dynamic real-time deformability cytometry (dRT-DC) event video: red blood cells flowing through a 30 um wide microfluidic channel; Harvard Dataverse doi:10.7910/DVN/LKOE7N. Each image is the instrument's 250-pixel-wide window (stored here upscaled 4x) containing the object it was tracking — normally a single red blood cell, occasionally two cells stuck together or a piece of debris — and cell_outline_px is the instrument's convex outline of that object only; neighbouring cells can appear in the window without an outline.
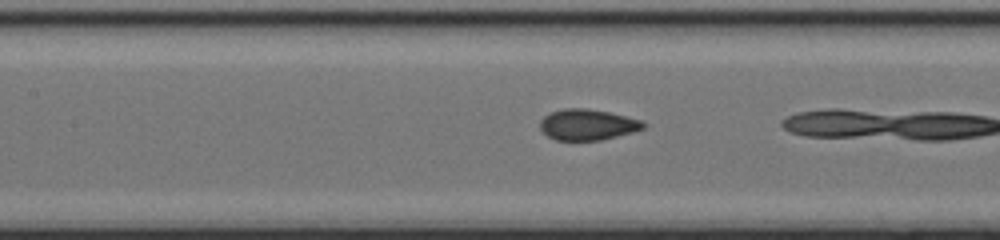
{"species": "common noctule bat (a hibernating species)", "species_latin": "Nyctalus noctula", "temperature_condition": "cold", "stored_images_in_passage": 22, "camera_frame_rate_fps": 3000, "um_per_image_px": 0.085, "animal": {"sex": "female", "body_mass_g": 17.0, "forearm_length_mm": 48.0}, "frame": {"image": 1, "passage_image": 21, "time_ms": 6.667, "image_size_px": [1000, 240], "cell_outline_px": [[648, 124], [644, 128], [632, 132], [600, 140], [556, 140], [548, 136], [540, 128], [540, 120], [544, 116], [552, 112], [564, 108], [588, 108], [608, 112], [640, 120]], "centroid_in_image_um": [49.93, 10.59], "position_along_channel_um": 157.5, "area_um2": 18.44}}